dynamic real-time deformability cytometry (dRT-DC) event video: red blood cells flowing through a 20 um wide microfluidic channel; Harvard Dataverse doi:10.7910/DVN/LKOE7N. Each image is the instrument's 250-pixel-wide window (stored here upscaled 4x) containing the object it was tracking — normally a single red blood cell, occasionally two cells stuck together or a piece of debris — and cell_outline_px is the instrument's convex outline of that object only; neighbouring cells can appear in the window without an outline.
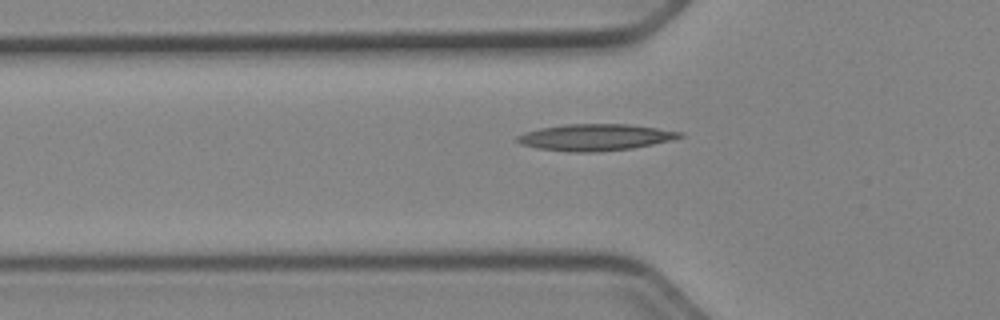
{"species": "Egyptian fruit bat (a non-hibernating species)", "species_latin": "Rousettus aegyptiacus", "temperature_condition": "cold", "stored_images_in_passage": 38, "camera_frame_rate_fps": 3000, "um_per_image_px": 0.085, "animal": {"sex": "female"}, "frame": {"image": 1, "passage_image": 5, "time_ms": 1.333, "image_size_px": [1000, 320], "cell_outline_px": [[684, 136], [672, 140], [632, 148], [600, 152], [568, 152], [536, 148], [520, 144], [516, 140], [516, 136], [524, 132], [540, 128], [564, 124], [628, 124], [684, 132]], "centroid_in_image_um": [50.57, 11.67], "position_along_channel_um": 75.2, "area_um2": 25.32}}
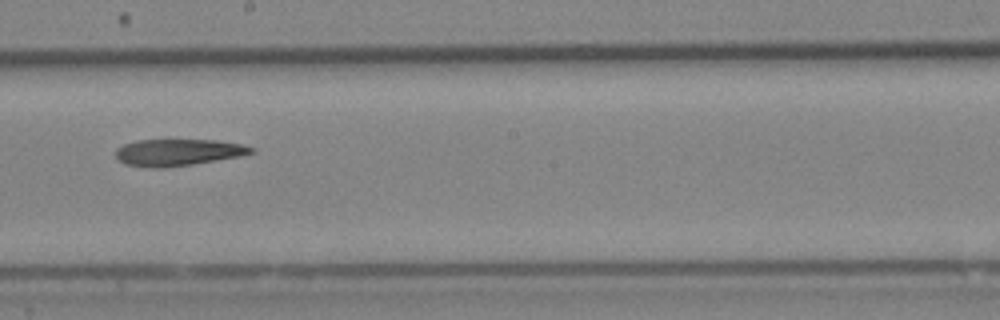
{"frame": {"image": 2, "passage_image": 17, "time_ms": 5.333, "image_size_px": [1000, 320], "cell_outline_px": [[256, 152], [240, 156], [192, 164], [164, 168], [144, 168], [124, 164], [116, 156], [116, 148], [124, 144], [136, 140], [216, 140], [240, 144], [256, 148]], "centroid_in_image_um": [15.11, 12.96], "position_along_channel_um": 233.1, "area_um2": 21.21}}
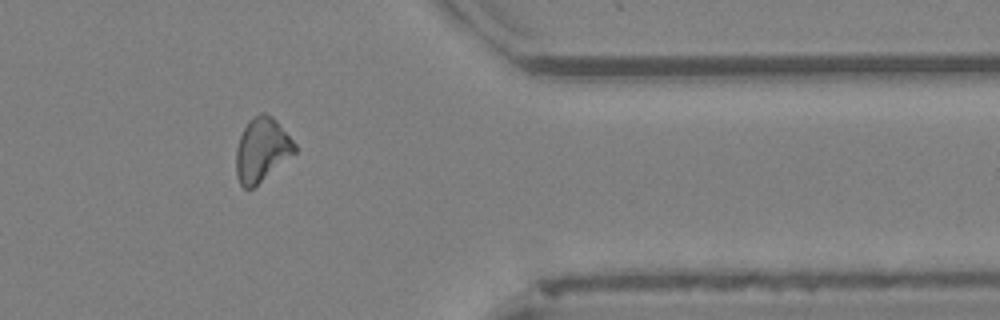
{"frame": {"image": 3, "passage_image": 30, "time_ms": 9.667, "image_size_px": [1000, 320], "cell_outline_px": [[296, 152], [252, 188], [244, 188], [240, 184], [236, 176], [236, 148], [240, 136], [248, 120], [252, 116], [260, 112], [264, 112], [272, 116], [276, 120], [296, 144]], "centroid_in_image_um": [22.23, 12.7], "position_along_channel_um": 389.2, "area_um2": 21.68}}